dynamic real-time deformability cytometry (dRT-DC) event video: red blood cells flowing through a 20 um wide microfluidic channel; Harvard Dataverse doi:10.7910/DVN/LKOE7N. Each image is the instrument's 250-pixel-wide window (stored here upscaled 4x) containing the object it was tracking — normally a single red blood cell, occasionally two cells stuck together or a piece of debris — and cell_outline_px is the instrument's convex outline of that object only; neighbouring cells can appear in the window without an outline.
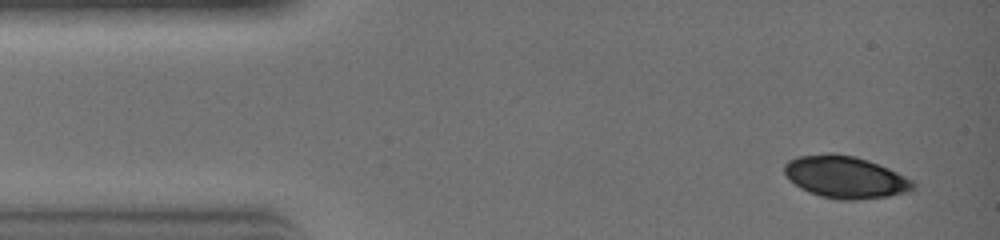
{"species": "common noctule bat (a hibernating species)", "species_latin": "Nyctalus noctula", "temperature_condition": "warm", "stored_images_in_passage": 7, "camera_frame_rate_fps": 3000, "um_per_image_px": 0.085, "animal": {"sex": "female", "body_mass_g": 19.0, "forearm_length_mm": 51.5}, "frame": {"image": 1, "passage_image": 1, "time_ms": 0.0, "image_size_px": [1000, 240], "cell_outline_px": [[916, 188], [904, 192], [888, 196], [856, 200], [840, 200], [820, 196], [808, 192], [800, 188], [788, 180], [784, 172], [784, 164], [788, 160], [796, 156], [828, 152], [832, 152], [856, 156], [868, 160], [888, 168], [912, 180], [916, 184]], "centroid_in_image_um": [71.8, 15.04], "position_along_channel_um": 13.2, "area_um2": 31.91}}
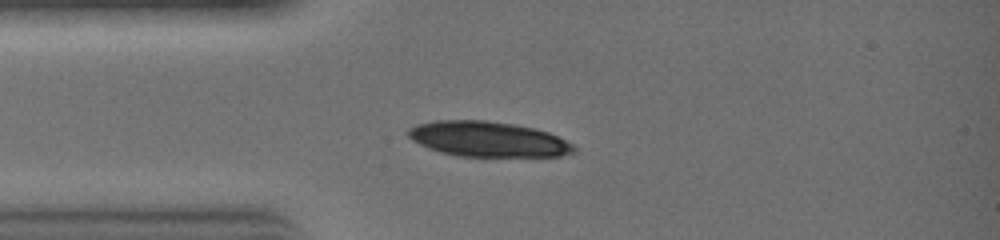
{"frame": {"image": 2, "passage_image": 6, "time_ms": 1.667, "image_size_px": [1000, 240], "cell_outline_px": [[576, 152], [560, 156], [456, 156], [440, 152], [428, 148], [412, 140], [408, 136], [408, 128], [416, 124], [436, 120], [488, 120], [536, 128], [548, 132], [572, 144], [576, 148]], "centroid_in_image_um": [41.46, 11.82], "position_along_channel_um": 43.5, "area_um2": 34.04}}